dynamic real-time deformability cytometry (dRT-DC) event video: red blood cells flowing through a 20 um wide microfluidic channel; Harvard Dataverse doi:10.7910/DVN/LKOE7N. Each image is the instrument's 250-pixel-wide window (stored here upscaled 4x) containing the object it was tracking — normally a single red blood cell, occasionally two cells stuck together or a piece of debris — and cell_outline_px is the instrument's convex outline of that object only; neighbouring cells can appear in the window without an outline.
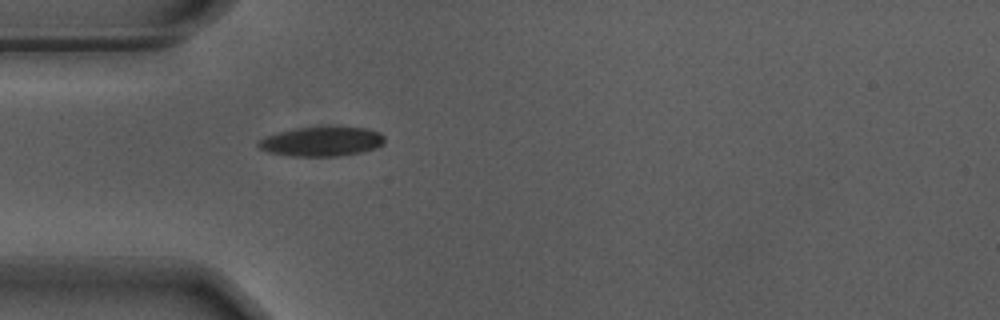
{"species": "Egyptian fruit bat (a non-hibernating species)", "species_latin": "Rousettus aegyptiacus", "temperature_condition": "warm", "stored_images_in_passage": 40, "camera_frame_rate_fps": 3000, "um_per_image_px": 0.085, "animal": {"sex": "male"}, "frame": {"image": 1, "passage_image": 1, "time_ms": 0.0, "image_size_px": [1000, 320], "cell_outline_px": [[384, 144], [376, 148], [360, 152], [340, 156], [292, 156], [268, 152], [260, 148], [256, 144], [260, 140], [268, 136], [280, 132], [296, 128], [368, 128], [380, 132], [384, 136]], "centroid_in_image_um": [27.38, 12.04], "position_along_channel_um": 57.6, "area_um2": 21.27}}
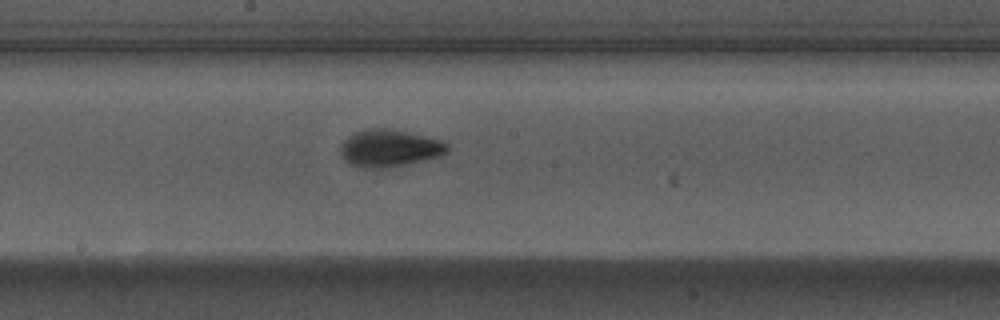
{"frame": {"image": 2, "passage_image": 14, "time_ms": 4.333, "image_size_px": [1000, 320], "cell_outline_px": [[448, 152], [440, 156], [408, 164], [388, 168], [364, 168], [352, 164], [344, 160], [340, 156], [340, 144], [348, 136], [356, 132], [368, 128], [388, 128], [440, 140], [448, 144]], "centroid_in_image_um": [33.07, 12.61], "position_along_channel_um": 215.1, "area_um2": 23.18}}
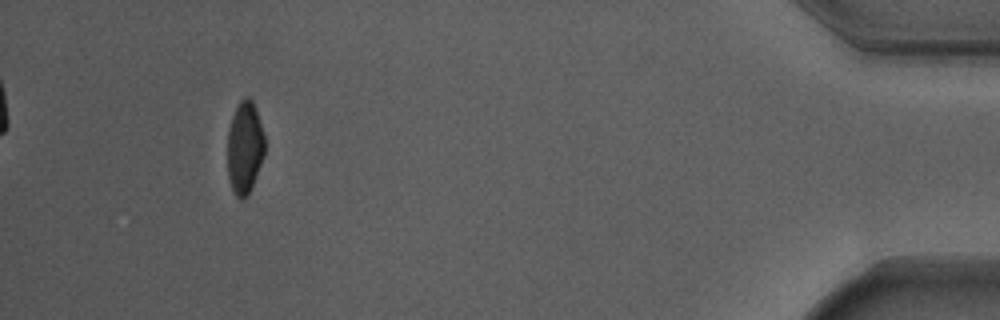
{"frame": {"image": 3, "passage_image": 36, "time_ms": 11.667, "image_size_px": [1000, 320], "cell_outline_px": [[264, 156], [252, 188], [248, 196], [244, 200], [240, 200], [236, 196], [228, 180], [228, 128], [232, 116], [240, 100], [244, 96], [248, 96], [252, 100], [256, 108], [264, 136]], "centroid_in_image_um": [20.8, 12.57], "position_along_channel_um": 414.4, "area_um2": 20.29}, "authors_computed_cell_mechanics": {"area_um2": 21.2704, "velocity_mm_per_s": 3.7034, "shape_relaxation_time_tau1_ms": 3.0316, "shape_relaxation_time_tau2_ms": 1.128, "deformation_change_tau1": 0.1493, "deformation_change_tau2": 0.0602}}